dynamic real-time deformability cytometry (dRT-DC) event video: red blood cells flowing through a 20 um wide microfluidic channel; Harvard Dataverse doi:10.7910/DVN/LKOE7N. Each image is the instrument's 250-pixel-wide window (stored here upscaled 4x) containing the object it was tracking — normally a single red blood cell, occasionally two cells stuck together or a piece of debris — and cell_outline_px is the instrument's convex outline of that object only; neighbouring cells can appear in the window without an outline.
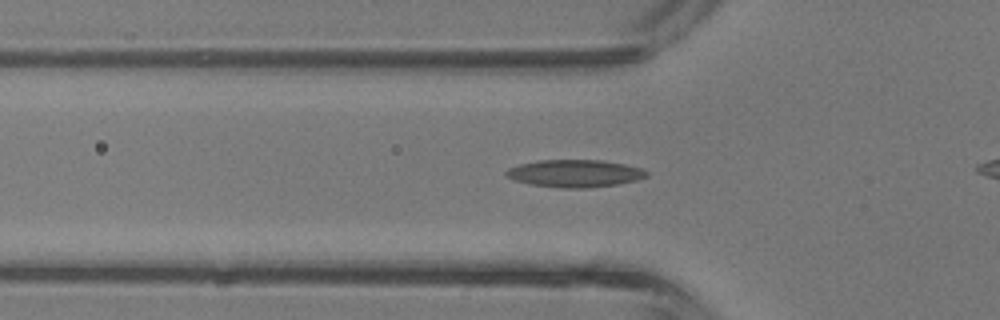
{"species": "common noctule bat (a hibernating species)", "species_latin": "Nyctalus noctula", "temperature_condition": "room temperature", "stored_images_in_passage": 33, "camera_frame_rate_fps": 3000, "um_per_image_px": 0.085, "animal": {"sex": "male", "body_mass_g": 13.3}, "frame": {"image": 1, "passage_image": 12, "time_ms": 3.667, "image_size_px": [1000, 320], "cell_outline_px": [[648, 176], [636, 180], [616, 184], [584, 188], [560, 188], [528, 184], [504, 176], [504, 172], [508, 168], [520, 164], [540, 160], [600, 160], [624, 164], [640, 168], [648, 172]], "centroid_in_image_um": [48.82, 14.74], "position_along_channel_um": 77.0, "area_um2": 22.37}}
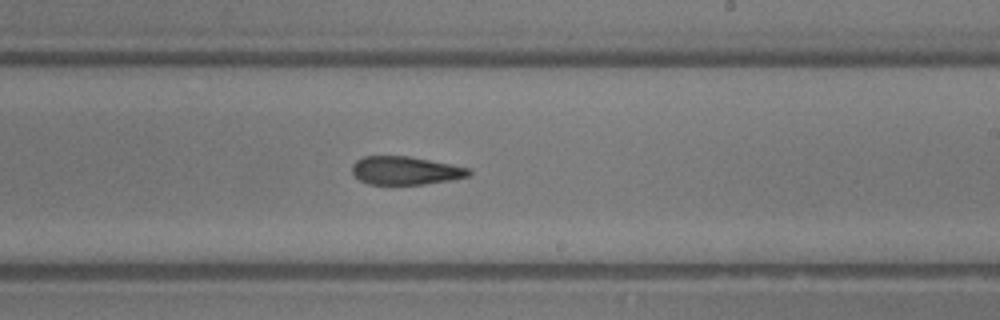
{"frame": {"image": 2, "passage_image": 23, "time_ms": 7.333, "image_size_px": [1000, 320], "cell_outline_px": [[472, 172], [468, 176], [448, 180], [424, 184], [368, 184], [360, 180], [352, 172], [352, 164], [356, 160], [364, 156], [408, 156], [452, 164], [472, 168]], "centroid_in_image_um": [34.47, 14.49], "position_along_channel_um": 254.5, "area_um2": 19.19}}
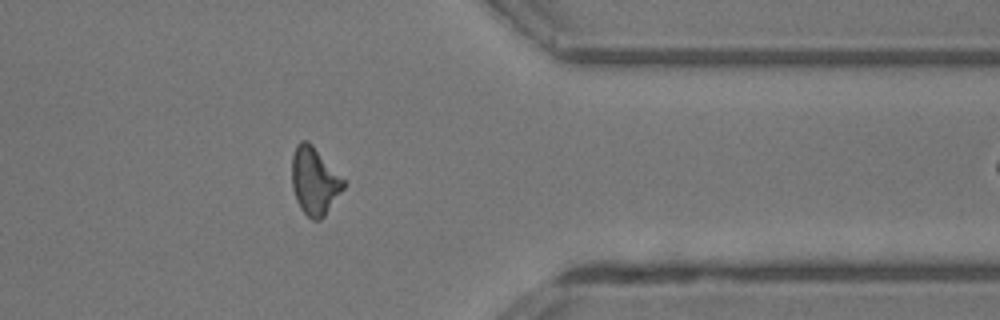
{"frame": {"image": 3, "passage_image": 32, "time_ms": 10.333, "image_size_px": [1000, 320], "cell_outline_px": [[344, 188], [324, 216], [320, 220], [312, 220], [300, 208], [296, 200], [292, 188], [292, 156], [296, 144], [300, 140], [308, 140], [312, 144], [344, 180]], "centroid_in_image_um": [26.7, 15.37], "position_along_channel_um": 384.7, "area_um2": 20.17}}